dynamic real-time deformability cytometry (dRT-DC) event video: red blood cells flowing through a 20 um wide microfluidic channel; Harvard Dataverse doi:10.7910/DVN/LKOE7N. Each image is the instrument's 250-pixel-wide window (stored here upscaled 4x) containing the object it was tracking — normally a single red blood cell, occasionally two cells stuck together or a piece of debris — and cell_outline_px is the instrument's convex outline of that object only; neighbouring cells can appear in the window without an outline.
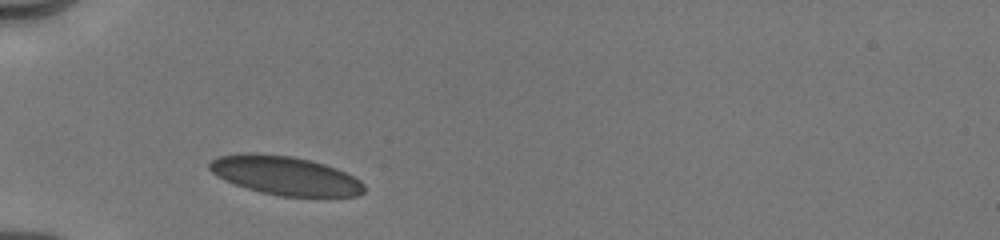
{"species": "human", "species_latin": "Homo sapiens", "temperature_condition": "cold", "stored_images_in_passage": 28, "camera_frame_rate_fps": 3000, "um_per_image_px": 0.085, "donor": {"sex": "male"}, "frame": {"image": 1, "passage_image": 1, "time_ms": 0.0, "image_size_px": [1000, 240], "cell_outline_px": [[364, 192], [356, 196], [280, 196], [260, 192], [224, 180], [216, 176], [208, 168], [208, 164], [212, 160], [220, 156], [244, 152], [256, 152], [292, 156], [324, 164], [336, 168], [360, 180], [364, 184]], "centroid_in_image_um": [24.2, 14.91], "position_along_channel_um": 60.8, "area_um2": 34.91}}
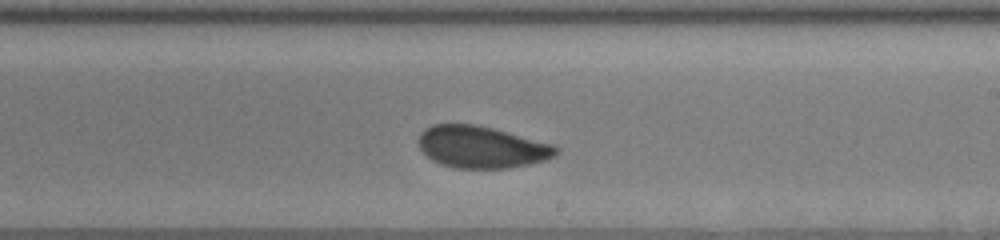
{"frame": {"image": 2, "passage_image": 16, "time_ms": 5.0, "image_size_px": [1000, 240], "cell_outline_px": [[560, 152], [556, 156], [544, 160], [528, 164], [508, 168], [452, 168], [440, 164], [432, 160], [420, 148], [420, 132], [424, 128], [432, 124], [476, 124], [492, 128], [552, 144], [560, 148]], "centroid_in_image_um": [40.94, 12.5], "position_along_channel_um": 248.1, "area_um2": 33.52}}
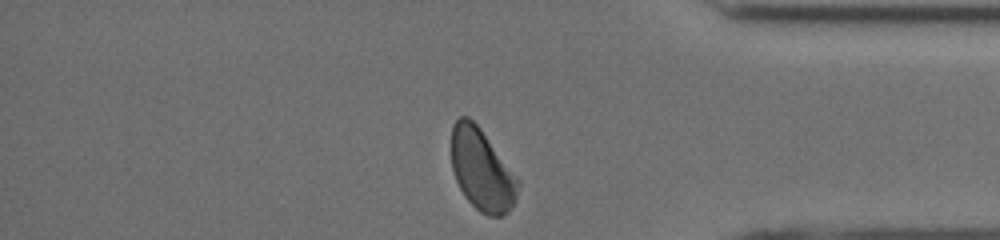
{"frame": {"image": 3, "passage_image": 28, "time_ms": 9.0, "image_size_px": [1000, 240], "cell_outline_px": [[520, 184], [516, 200], [508, 212], [500, 216], [488, 216], [480, 212], [464, 196], [456, 180], [452, 168], [452, 124], [460, 116], [468, 116], [480, 128], [520, 180]], "centroid_in_image_um": [40.97, 14.45], "position_along_channel_um": 394.2, "area_um2": 31.67}, "authors_computed_cell_mechanics": {"area_um2": 34.2754, "velocity_mm_per_s": 3.984, "shape_relaxation_time_tau1_ms": 5.3958, "shape_relaxation_time_tau2_ms": 1.1143, "deformation_change_tau1": 0.1082, "deformation_change_tau2": 0.0439}}